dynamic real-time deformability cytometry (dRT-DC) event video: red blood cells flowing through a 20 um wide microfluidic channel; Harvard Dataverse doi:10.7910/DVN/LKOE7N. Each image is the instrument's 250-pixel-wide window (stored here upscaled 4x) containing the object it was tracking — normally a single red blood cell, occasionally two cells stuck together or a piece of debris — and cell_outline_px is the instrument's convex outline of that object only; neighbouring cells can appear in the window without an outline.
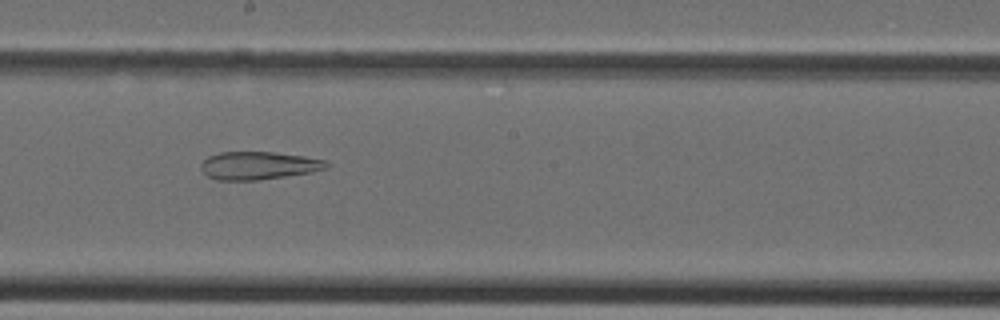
{"species": "Egyptian fruit bat (a non-hibernating species)", "species_latin": "Rousettus aegyptiacus", "temperature_condition": "cold", "stored_images_in_passage": 41, "camera_frame_rate_fps": 3000, "um_per_image_px": 0.085, "animal": {"sex": "female"}, "frame": {"image": 1, "passage_image": 23, "time_ms": 7.333, "image_size_px": [1000, 320], "cell_outline_px": [[332, 164], [328, 168], [312, 172], [260, 180], [216, 180], [208, 176], [200, 168], [200, 164], [208, 156], [220, 152], [272, 152], [304, 156], [328, 160]], "centroid_in_image_um": [22.02, 14.07], "position_along_channel_um": 226.2, "area_um2": 20.63}}
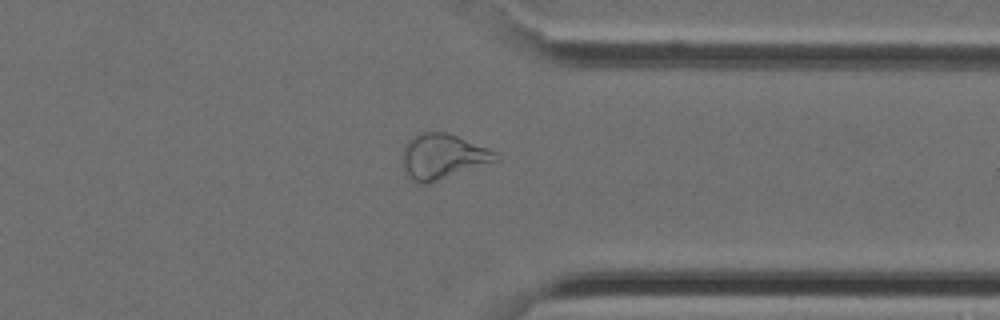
{"frame": {"image": 2, "passage_image": 32, "time_ms": 10.333, "image_size_px": [1000, 320], "cell_outline_px": [[500, 160], [428, 184], [416, 184], [408, 176], [404, 168], [404, 148], [408, 140], [412, 136], [424, 132], [444, 132], [456, 136], [488, 148], [496, 152], [500, 156]], "centroid_in_image_um": [37.66, 13.32], "position_along_channel_um": 373.7, "area_um2": 24.39}}
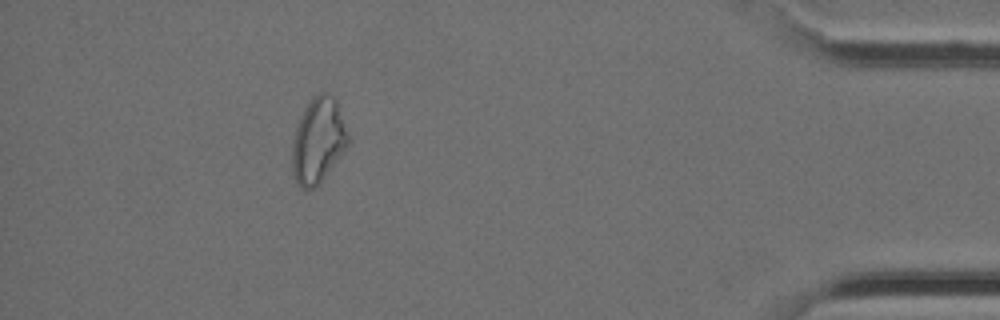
{"frame": {"image": 3, "passage_image": 37, "time_ms": 12.0, "image_size_px": [1000, 320], "cell_outline_px": [[352, 140], [344, 152], [324, 176], [312, 188], [300, 188], [296, 184], [292, 172], [292, 144], [296, 128], [304, 108], [312, 96], [320, 92], [324, 92], [332, 96], [336, 100]], "centroid_in_image_um": [27.06, 11.92], "position_along_channel_um": 408.1, "area_um2": 27.86}}